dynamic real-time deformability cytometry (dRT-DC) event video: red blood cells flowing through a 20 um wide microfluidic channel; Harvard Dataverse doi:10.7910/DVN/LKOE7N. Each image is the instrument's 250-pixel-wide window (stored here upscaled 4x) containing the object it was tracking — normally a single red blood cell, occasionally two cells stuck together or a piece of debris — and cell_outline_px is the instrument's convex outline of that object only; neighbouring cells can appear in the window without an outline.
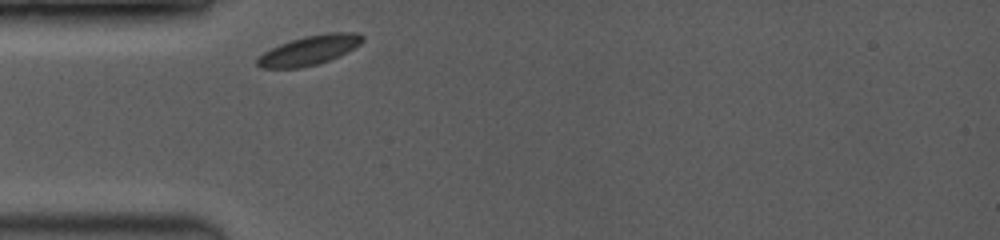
{"species": "common noctule bat (a hibernating species)", "species_latin": "Nyctalus noctula", "temperature_condition": "room temperature", "stored_images_in_passage": 23, "camera_frame_rate_fps": 3500, "um_per_image_px": 0.085, "animal": {"sex": "female", "body_mass_g": 19.0, "forearm_length_mm": 53.3}, "frame": {"image": 1, "passage_image": 1, "time_ms": 0.0, "image_size_px": [1000, 240], "cell_outline_px": [[364, 40], [360, 44], [328, 60], [316, 64], [300, 68], [260, 68], [256, 64], [256, 60], [264, 52], [280, 44], [304, 36], [328, 32], [356, 32], [364, 36]], "centroid_in_image_um": [26.27, 4.26], "position_along_channel_um": 58.7, "area_um2": 17.74}}
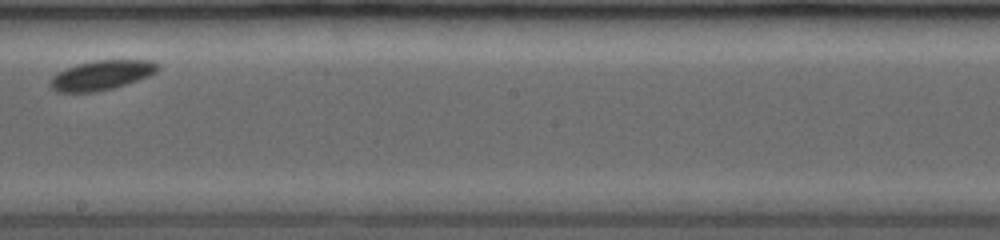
{"frame": {"image": 2, "passage_image": 14, "time_ms": 4.857, "image_size_px": [1000, 240], "cell_outline_px": [[160, 68], [156, 72], [148, 76], [112, 88], [96, 92], [56, 92], [48, 84], [48, 80], [52, 76], [76, 64], [92, 60], [152, 60], [160, 64]], "centroid_in_image_um": [8.62, 6.38], "position_along_channel_um": 239.6, "area_um2": 18.55}}
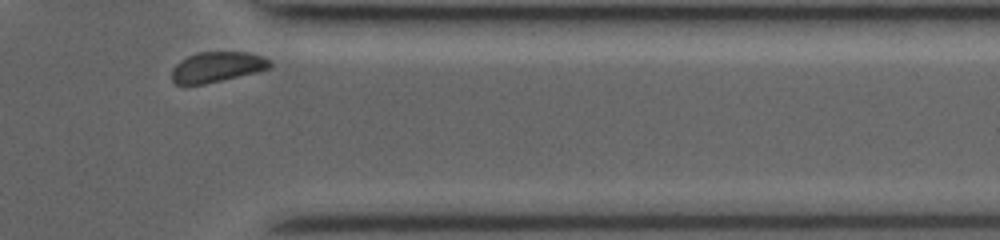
{"frame": {"image": 3, "passage_image": 23, "time_ms": 8.857, "image_size_px": [1000, 240], "cell_outline_px": [[272, 68], [256, 72], [204, 84], [176, 84], [172, 80], [172, 68], [180, 60], [188, 56], [200, 52], [248, 52], [272, 60]], "centroid_in_image_um": [18.47, 5.68], "position_along_channel_um": 392.9, "area_um2": 17.28}}